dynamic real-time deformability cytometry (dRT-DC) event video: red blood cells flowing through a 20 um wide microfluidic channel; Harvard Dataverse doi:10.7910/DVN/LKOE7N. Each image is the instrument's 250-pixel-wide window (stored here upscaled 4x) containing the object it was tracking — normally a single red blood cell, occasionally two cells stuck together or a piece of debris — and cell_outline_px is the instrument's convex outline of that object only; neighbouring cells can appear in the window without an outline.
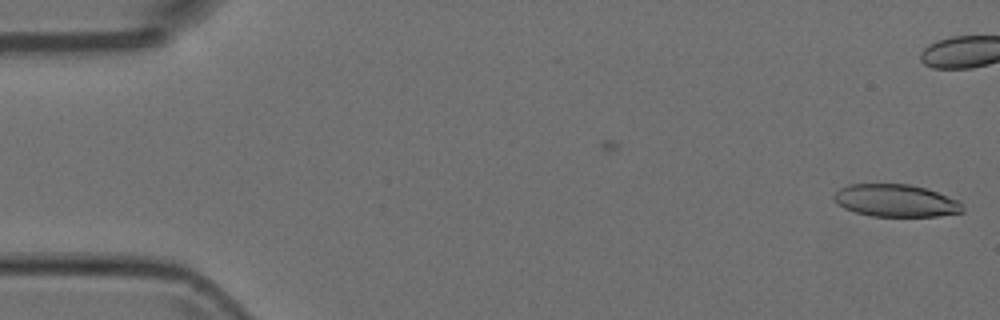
{"species": "Egyptian fruit bat (a non-hibernating species)", "species_latin": "Rousettus aegyptiacus", "temperature_condition": "room temperature", "stored_images_in_passage": 2, "camera_frame_rate_fps": 3000, "um_per_image_px": 0.085, "animal": {"sex": "female"}, "frame": {"image": 1, "passage_image": 2, "time_ms": 0.333, "image_size_px": [1000, 320], "cell_outline_px": [[964, 212], [936, 216], [872, 216], [856, 212], [844, 208], [836, 204], [832, 196], [840, 188], [848, 184], [908, 184], [924, 188], [960, 200], [964, 208]], "centroid_in_image_um": [76.13, 17.05], "position_along_channel_um": 8.9, "area_um2": 24.33}}